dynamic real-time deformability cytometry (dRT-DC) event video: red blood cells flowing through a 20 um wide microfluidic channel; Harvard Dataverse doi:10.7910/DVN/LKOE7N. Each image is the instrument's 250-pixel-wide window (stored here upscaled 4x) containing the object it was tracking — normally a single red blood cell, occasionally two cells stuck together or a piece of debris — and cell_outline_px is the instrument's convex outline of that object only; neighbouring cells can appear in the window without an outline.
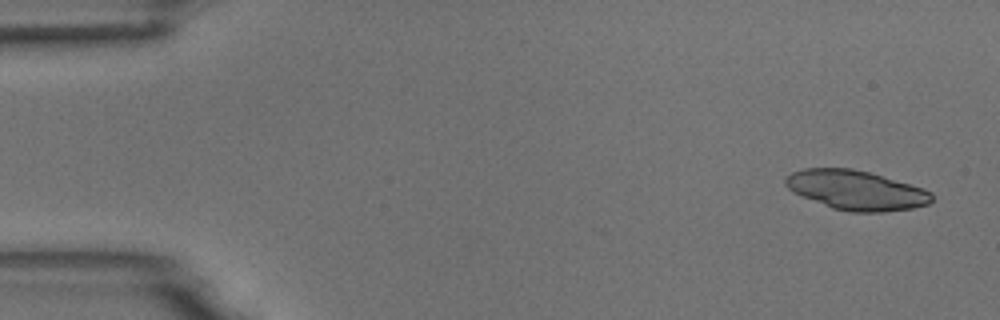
{"species": "common noctule bat (a hibernating species)", "species_latin": "Nyctalus noctula", "temperature_condition": "room temperature", "stored_images_in_passage": 8, "camera_frame_rate_fps": 3000, "um_per_image_px": 0.085, "animal": {"sex": "male", "body_mass_g": 18.8}, "frame": {"image": 1, "passage_image": 1, "time_ms": 0.0, "image_size_px": [1000, 320], "cell_outline_px": [[932, 200], [928, 204], [912, 208], [884, 212], [848, 212], [832, 208], [792, 192], [784, 184], [784, 180], [792, 172], [804, 168], [852, 168], [868, 172], [924, 188], [932, 192]], "centroid_in_image_um": [72.76, 16.17], "position_along_channel_um": 12.2, "area_um2": 33.58}}